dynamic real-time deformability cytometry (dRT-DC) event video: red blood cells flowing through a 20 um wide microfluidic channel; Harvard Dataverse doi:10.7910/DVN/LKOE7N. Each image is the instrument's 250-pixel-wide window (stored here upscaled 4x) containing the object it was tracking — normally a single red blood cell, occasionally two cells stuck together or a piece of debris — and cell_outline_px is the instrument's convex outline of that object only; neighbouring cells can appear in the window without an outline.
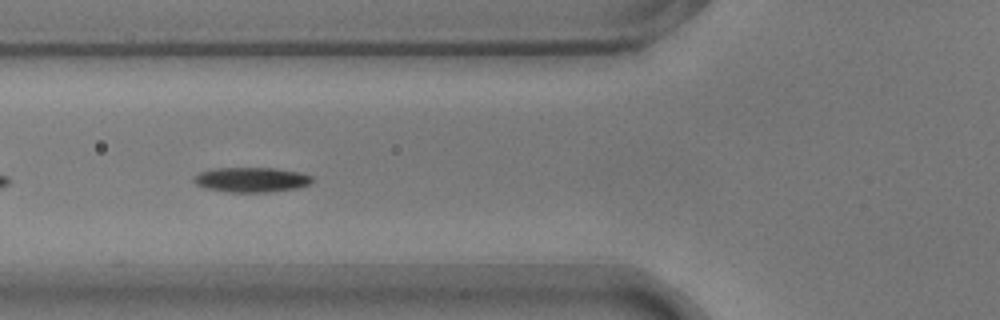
{"species": "common noctule bat (a hibernating species)", "species_latin": "Nyctalus noctula", "temperature_condition": "warm", "stored_images_in_passage": 28, "camera_frame_rate_fps": 3000, "um_per_image_px": 0.085, "animal": {"sex": "male", "body_mass_g": 17.9}, "frame": {"image": 1, "passage_image": 6, "time_ms": 1.667, "image_size_px": [1000, 320], "cell_outline_px": [[312, 180], [308, 184], [296, 188], [268, 192], [228, 192], [204, 188], [196, 184], [192, 180], [200, 172], [212, 168], [276, 168], [300, 172], [312, 176]], "centroid_in_image_um": [21.34, 15.27], "position_along_channel_um": 104.5, "area_um2": 17.11}}
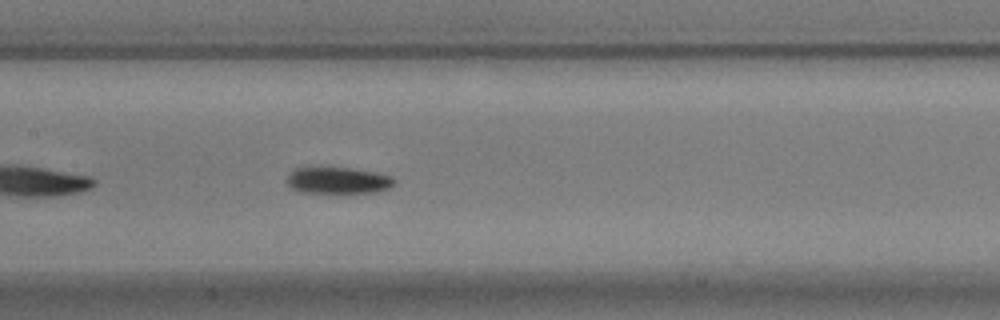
{"frame": {"image": 2, "passage_image": 12, "time_ms": 3.667, "image_size_px": [1000, 320], "cell_outline_px": [[396, 180], [388, 188], [376, 192], [304, 192], [292, 188], [288, 184], [288, 176], [296, 168], [308, 164], [320, 164], [376, 172], [388, 176]], "centroid_in_image_um": [28.65, 15.27], "position_along_channel_um": 178.7, "area_um2": 16.94}}
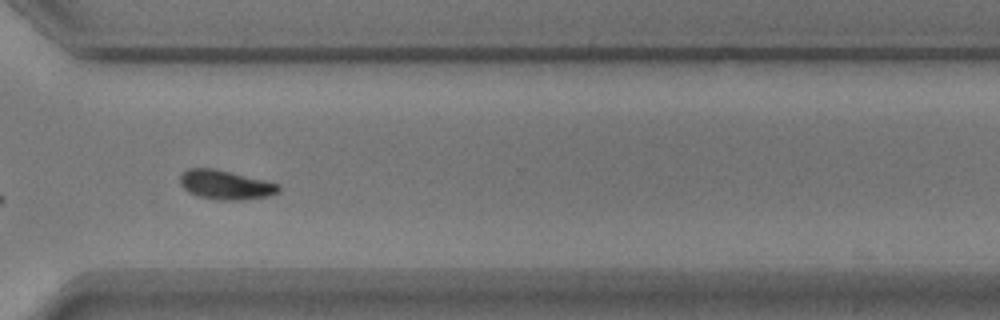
{"frame": {"image": 3, "passage_image": 26, "time_ms": 8.333, "image_size_px": [1000, 320], "cell_outline_px": [[280, 192], [268, 196], [240, 200], [216, 200], [196, 196], [188, 192], [180, 184], [180, 172], [188, 168], [212, 168], [264, 180], [280, 184]], "centroid_in_image_um": [19.14, 15.72], "position_along_channel_um": 351.5, "area_um2": 16.88}, "authors_computed_cell_mechanics": {"area_um2": 16.9065, "velocity_mm_per_s": 3.7089, "shape_relaxation_time_tau1_ms": 2.1389, "shape_relaxation_time_tau2_ms": null, "deformation_change_tau1": 0.1058, "deformation_change_tau2": null}}